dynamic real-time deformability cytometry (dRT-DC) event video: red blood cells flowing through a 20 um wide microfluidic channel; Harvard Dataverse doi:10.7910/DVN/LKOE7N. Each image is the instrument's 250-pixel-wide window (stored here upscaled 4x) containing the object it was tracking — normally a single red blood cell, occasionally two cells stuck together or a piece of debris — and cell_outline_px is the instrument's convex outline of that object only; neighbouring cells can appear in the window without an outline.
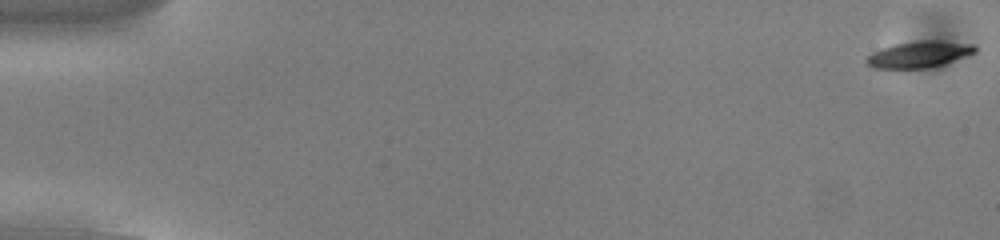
{"species": "common noctule bat (a hibernating species)", "species_latin": "Nyctalus noctula", "temperature_condition": "cold", "stored_images_in_passage": 54, "camera_frame_rate_fps": 3000, "um_per_image_px": 0.085, "animal": {"sex": "male", "body_mass_g": 13.0, "forearm_length_mm": 53.1}, "frame": {"image": 1, "passage_image": 1, "time_ms": 0.0, "image_size_px": [1000, 240], "cell_outline_px": [[976, 52], [944, 64], [928, 68], [872, 68], [864, 60], [872, 52], [896, 44], [924, 40], [936, 40], [976, 44]], "centroid_in_image_um": [78.15, 4.62], "position_along_channel_um": 6.8, "area_um2": 16.59}}
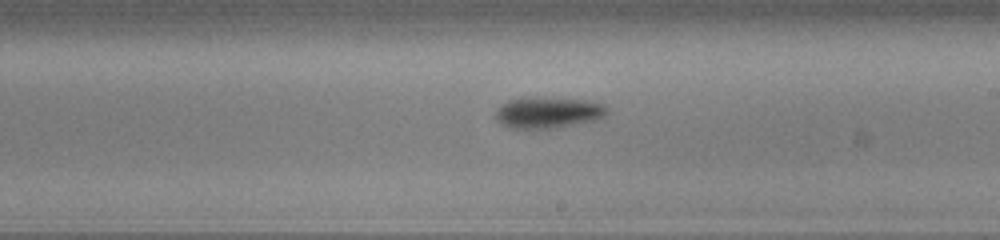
{"frame": {"image": 2, "passage_image": 32, "time_ms": 10.333, "image_size_px": [1000, 240], "cell_outline_px": [[608, 112], [604, 116], [596, 120], [560, 128], [508, 128], [500, 124], [496, 120], [496, 112], [508, 100], [524, 96], [536, 96], [584, 100], [604, 104], [608, 108]], "centroid_in_image_um": [46.6, 9.56], "position_along_channel_um": 242.4, "area_um2": 20.63}}
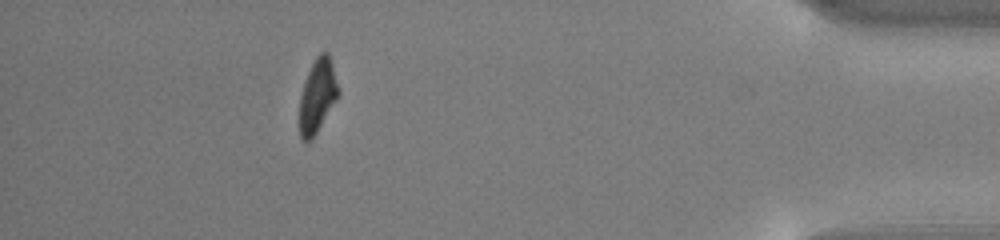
{"frame": {"image": 3, "passage_image": 49, "time_ms": 16.0, "image_size_px": [1000, 240], "cell_outline_px": [[340, 92], [336, 100], [312, 140], [304, 140], [300, 136], [300, 96], [308, 72], [316, 56], [320, 52], [328, 52], [340, 88]], "centroid_in_image_um": [27.01, 8.12], "position_along_channel_um": 408.2, "area_um2": 16.47}, "authors_computed_cell_mechanics": {"area_um2": 17.8024, "velocity_mm_per_s": 3.8349, "shape_relaxation_time_tau1_ms": 1.9269, "shape_relaxation_time_tau2_ms": null, "deformation_change_tau1": 0.1225, "deformation_change_tau2": null}}